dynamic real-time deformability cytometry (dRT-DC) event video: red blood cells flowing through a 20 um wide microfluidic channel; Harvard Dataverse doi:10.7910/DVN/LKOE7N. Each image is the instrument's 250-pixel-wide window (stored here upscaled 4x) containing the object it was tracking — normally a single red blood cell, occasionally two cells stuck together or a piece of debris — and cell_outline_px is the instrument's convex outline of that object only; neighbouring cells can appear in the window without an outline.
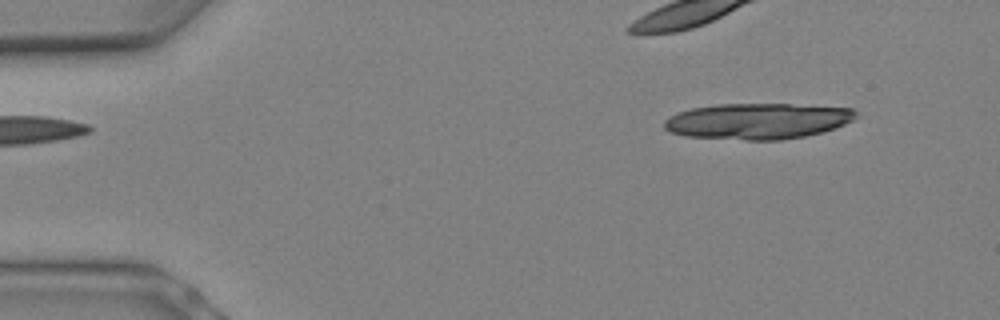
{"species": "Egyptian fruit bat (a non-hibernating species)", "species_latin": "Rousettus aegyptiacus", "temperature_condition": "warm", "stored_images_in_passage": 8, "camera_frame_rate_fps": 3000, "um_per_image_px": 0.085, "animal": {"sex": "female"}, "frame": {"image": 1, "passage_image": 1, "time_ms": 0.0, "image_size_px": [1000, 320], "cell_outline_px": [[860, 116], [836, 128], [824, 132], [804, 136], [780, 140], [744, 140], [684, 136], [672, 132], [664, 128], [664, 120], [668, 116], [676, 112], [692, 108], [716, 104], [788, 104], [852, 108]], "centroid_in_image_um": [64.39, 10.29], "position_along_channel_um": 20.6, "area_um2": 40.4}}
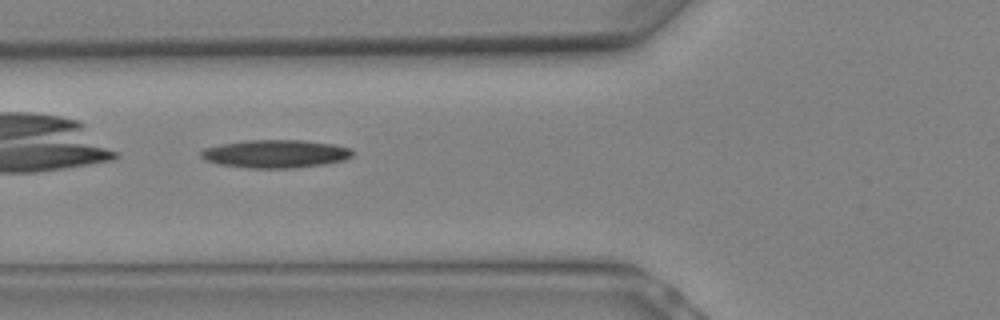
{"frame": {"image": 2, "passage_image": 7, "time_ms": 2.0, "image_size_px": [1000, 320], "cell_outline_px": [[352, 156], [344, 160], [324, 164], [300, 168], [244, 168], [220, 164], [204, 160], [200, 156], [200, 152], [204, 148], [220, 144], [244, 140], [304, 140], [332, 144], [352, 148]], "centroid_in_image_um": [23.4, 13.07], "position_along_channel_um": 102.4, "area_um2": 25.03}}